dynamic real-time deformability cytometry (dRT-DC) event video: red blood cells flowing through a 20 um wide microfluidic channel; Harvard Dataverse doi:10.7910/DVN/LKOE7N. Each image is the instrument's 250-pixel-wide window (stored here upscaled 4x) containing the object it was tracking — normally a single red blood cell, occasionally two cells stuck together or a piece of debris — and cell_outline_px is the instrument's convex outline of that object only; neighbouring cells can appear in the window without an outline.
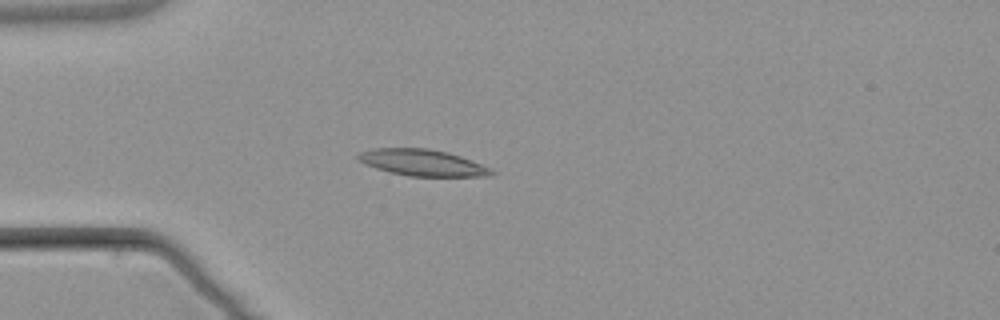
{"species": "common noctule bat (a hibernating species)", "species_latin": "Nyctalus noctula", "temperature_condition": "warm", "stored_images_in_passage": 5, "camera_frame_rate_fps": 3000, "um_per_image_px": 0.085, "animal": {"sex": "male", "body_mass_g": 21.5, "forearm_length_mm": 52.0}, "frame": {"image": 1, "passage_image": 4, "time_ms": 4.0, "image_size_px": [1000, 320], "cell_outline_px": [[496, 172], [488, 176], [408, 176], [376, 168], [364, 164], [356, 156], [360, 152], [376, 148], [428, 148], [448, 152], [472, 160], [492, 168]], "centroid_in_image_um": [35.94, 13.82], "position_along_channel_um": 49.1, "area_um2": 20.46}}